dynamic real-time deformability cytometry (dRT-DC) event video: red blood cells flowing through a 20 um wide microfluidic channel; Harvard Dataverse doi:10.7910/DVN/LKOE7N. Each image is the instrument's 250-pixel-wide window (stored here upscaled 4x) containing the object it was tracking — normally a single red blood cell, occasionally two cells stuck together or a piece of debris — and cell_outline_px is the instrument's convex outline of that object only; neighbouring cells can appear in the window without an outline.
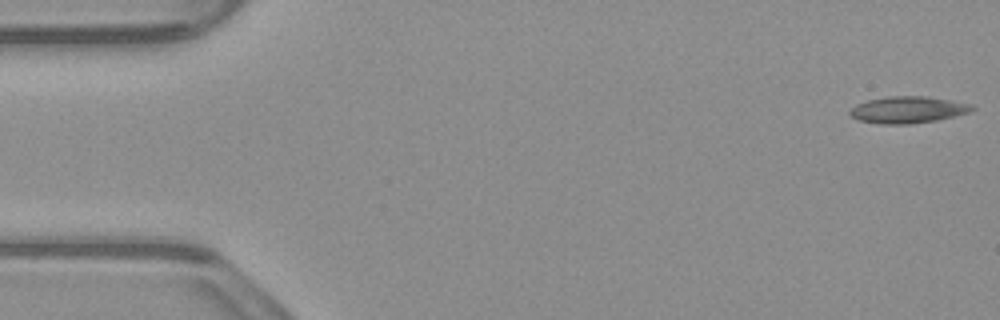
{"species": "common noctule bat (a hibernating species)", "species_latin": "Nyctalus noctula", "temperature_condition": "warm", "stored_images_in_passage": 52, "camera_frame_rate_fps": 3000, "um_per_image_px": 0.085, "animal": {"sex": "male", "body_mass_g": 23.1, "forearm_length_mm": 52.7}, "frame": {"image": 1, "passage_image": 1, "time_ms": 0.0, "image_size_px": [1000, 320], "cell_outline_px": [[976, 108], [968, 112], [936, 120], [912, 124], [880, 124], [860, 120], [848, 116], [848, 112], [856, 104], [868, 100], [888, 96], [928, 96], [972, 104]], "centroid_in_image_um": [77.14, 9.33], "position_along_channel_um": 7.9, "area_um2": 19.02}}
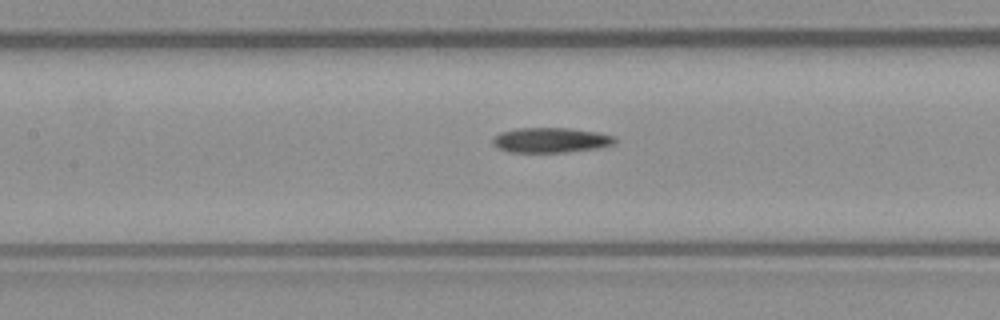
{"frame": {"image": 2, "passage_image": 23, "time_ms": 7.333, "image_size_px": [1000, 320], "cell_outline_px": [[616, 144], [600, 148], [568, 152], [508, 152], [496, 148], [492, 144], [492, 140], [500, 132], [516, 128], [572, 128], [600, 132], [616, 136]], "centroid_in_image_um": [46.86, 11.91], "position_along_channel_um": 160.5, "area_um2": 18.21}}
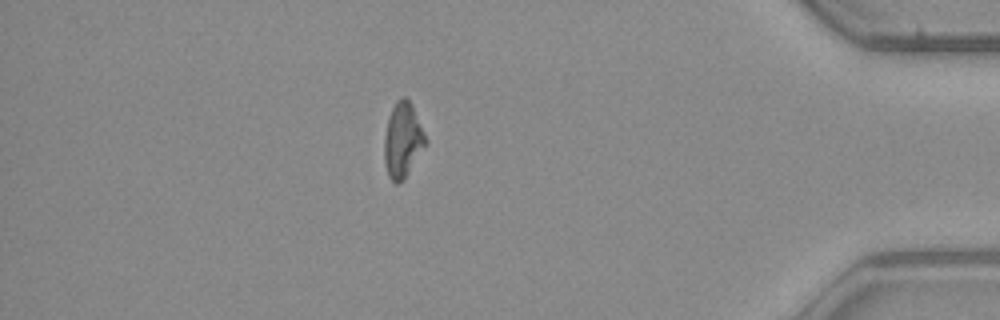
{"frame": {"image": 3, "passage_image": 45, "time_ms": 14.667, "image_size_px": [1000, 320], "cell_outline_px": [[428, 144], [404, 180], [396, 184], [388, 176], [384, 160], [384, 136], [388, 116], [396, 100], [400, 96], [404, 96], [412, 104], [428, 140]], "centroid_in_image_um": [34.25, 11.91], "position_along_channel_um": 401.0, "area_um2": 18.5}}